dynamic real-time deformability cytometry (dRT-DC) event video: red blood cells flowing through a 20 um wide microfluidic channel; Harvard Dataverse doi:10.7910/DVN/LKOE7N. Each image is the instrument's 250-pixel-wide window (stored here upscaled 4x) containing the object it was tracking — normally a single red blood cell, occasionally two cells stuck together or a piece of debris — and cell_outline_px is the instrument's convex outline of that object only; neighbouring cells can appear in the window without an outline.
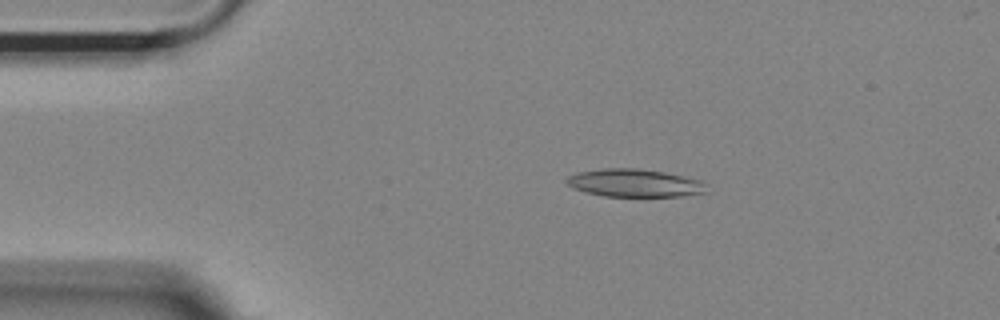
{"species": "Egyptian fruit bat (a non-hibernating species)", "species_latin": "Rousettus aegyptiacus", "temperature_condition": "room temperature", "stored_images_in_passage": 54, "camera_frame_rate_fps": 3000, "um_per_image_px": 0.085, "animal": {"sex": "female"}, "frame": {"image": 1, "passage_image": 9, "time_ms": 2.667, "image_size_px": [1000, 320], "cell_outline_px": [[708, 192], [680, 196], [604, 196], [584, 192], [572, 188], [564, 180], [568, 176], [576, 172], [604, 168], [636, 168], [664, 172], [700, 180], [708, 184]], "centroid_in_image_um": [53.93, 15.55], "position_along_channel_um": 31.1, "area_um2": 22.89}}
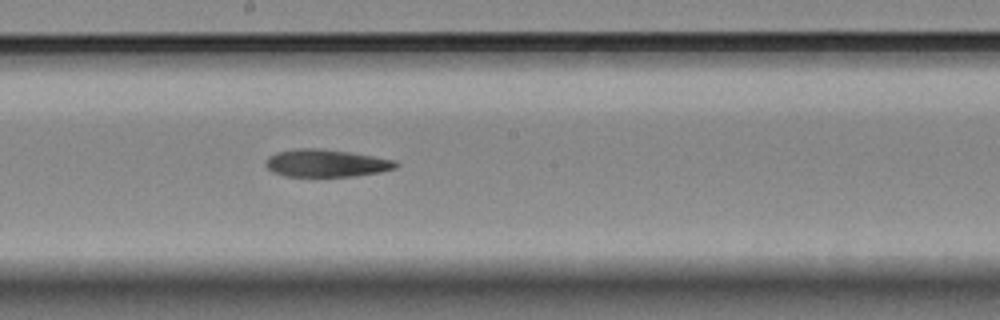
{"frame": {"image": 2, "passage_image": 28, "time_ms": 9.0, "image_size_px": [1000, 320], "cell_outline_px": [[400, 164], [396, 168], [380, 172], [352, 176], [284, 176], [272, 172], [264, 164], [264, 160], [268, 156], [276, 152], [296, 148], [324, 148], [352, 152], [396, 160]], "centroid_in_image_um": [27.71, 13.85], "position_along_channel_um": 220.5, "area_um2": 21.21}}
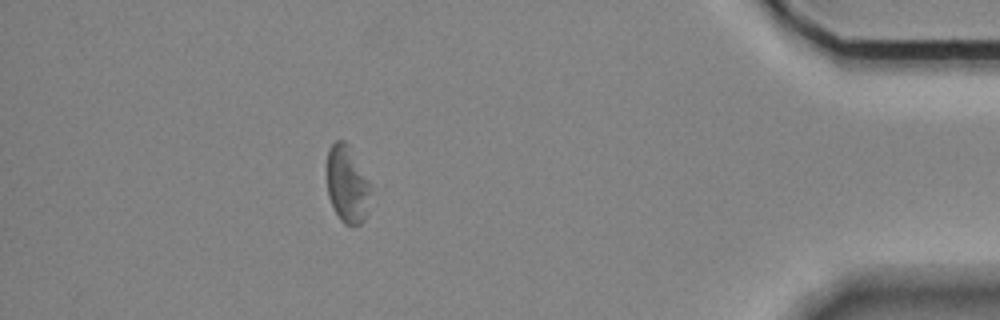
{"frame": {"image": 3, "passage_image": 47, "time_ms": 15.333, "image_size_px": [1000, 320], "cell_outline_px": [[372, 184], [368, 212], [364, 220], [356, 228], [352, 228], [344, 224], [340, 220], [328, 196], [328, 148], [336, 140], [344, 140], [348, 144]], "centroid_in_image_um": [29.56, 15.72], "position_along_channel_um": 405.6, "area_um2": 20.06}, "authors_computed_cell_mechanics": {"area_um2": 21.9351, "velocity_mm_per_s": 3.6694, "shape_relaxation_time_tau1_ms": 3.5091, "shape_relaxation_time_tau2_ms": null, "deformation_change_tau1": 0.1069, "deformation_change_tau2": null}}